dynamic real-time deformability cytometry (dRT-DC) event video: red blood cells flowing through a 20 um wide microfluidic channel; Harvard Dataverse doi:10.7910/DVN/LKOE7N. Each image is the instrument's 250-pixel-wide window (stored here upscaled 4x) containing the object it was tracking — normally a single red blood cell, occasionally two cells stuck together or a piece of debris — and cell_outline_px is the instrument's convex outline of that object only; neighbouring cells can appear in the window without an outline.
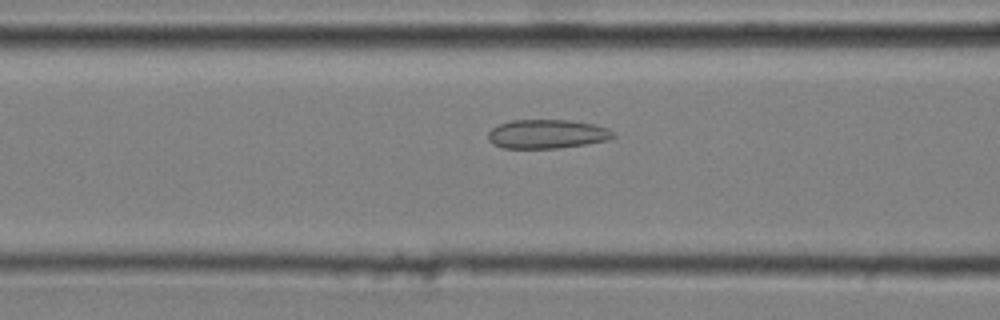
{"species": "common noctule bat (a hibernating species)", "species_latin": "Nyctalus noctula", "temperature_condition": "cold", "stored_images_in_passage": 36, "camera_frame_rate_fps": 3000, "um_per_image_px": 0.085, "animal": {"sex": "male", "body_mass_g": 20.4}, "frame": {"image": 1, "passage_image": 9, "time_ms": 2.667, "image_size_px": [1000, 320], "cell_outline_px": [[616, 136], [608, 140], [560, 148], [504, 148], [492, 144], [488, 140], [488, 132], [492, 128], [500, 124], [512, 120], [568, 120], [592, 124], [608, 128], [616, 132]], "centroid_in_image_um": [46.5, 11.39], "position_along_channel_um": 120.1, "area_um2": 21.15}}
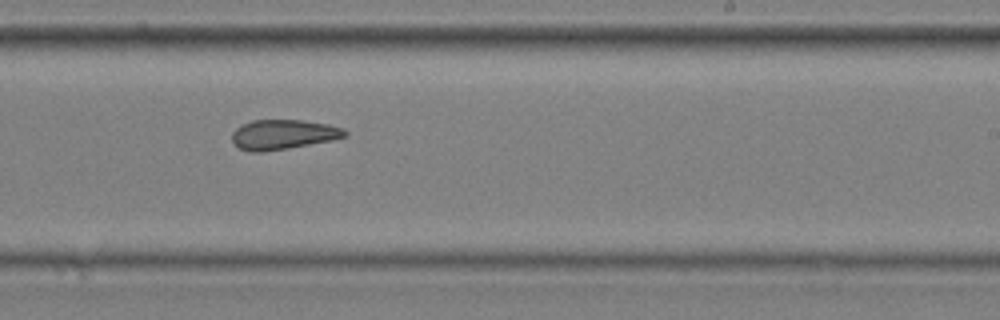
{"frame": {"image": 2, "passage_image": 21, "time_ms": 6.667, "image_size_px": [1000, 320], "cell_outline_px": [[348, 136], [332, 140], [288, 148], [260, 152], [252, 152], [240, 148], [232, 140], [232, 132], [240, 124], [252, 120], [304, 120], [328, 124], [344, 128], [348, 132]], "centroid_in_image_um": [24.09, 11.42], "position_along_channel_um": 264.9, "area_um2": 19.65}}
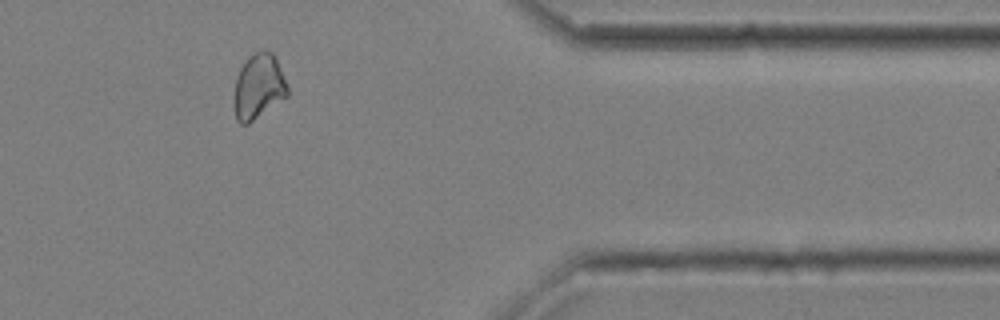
{"frame": {"image": 3, "passage_image": 33, "time_ms": 10.667, "image_size_px": [1000, 320], "cell_outline_px": [[288, 96], [248, 124], [240, 124], [236, 120], [236, 76], [240, 68], [248, 56], [252, 52], [260, 48], [264, 48], [272, 52], [276, 56], [288, 88]], "centroid_in_image_um": [22.01, 7.29], "position_along_channel_um": 389.4, "area_um2": 20.29}, "authors_computed_cell_mechanics": {"area_um2": 20.2589, "velocity_mm_per_s": 3.6246, "shape_relaxation_time_tau1_ms": null, "shape_relaxation_time_tau2_ms": 3.8768, "deformation_change_tau1": null, "deformation_change_tau2": 0.1168}}